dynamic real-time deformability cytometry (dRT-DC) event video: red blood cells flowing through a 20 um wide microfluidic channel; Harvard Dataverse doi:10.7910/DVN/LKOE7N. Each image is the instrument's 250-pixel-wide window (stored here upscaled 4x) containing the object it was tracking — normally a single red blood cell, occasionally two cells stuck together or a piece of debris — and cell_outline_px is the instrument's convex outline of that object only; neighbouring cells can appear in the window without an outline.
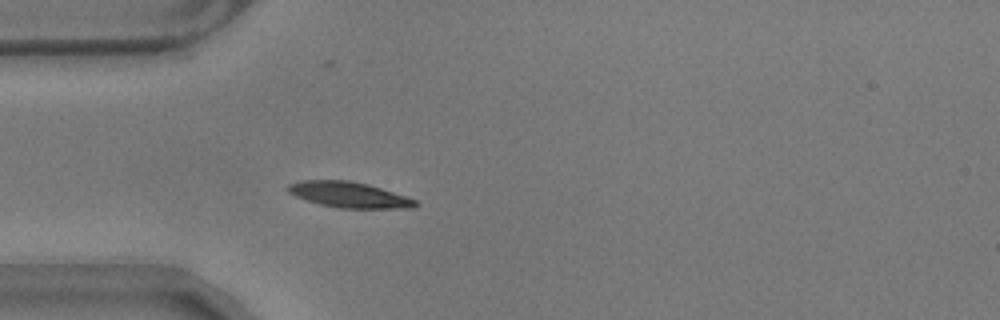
{"species": "common noctule bat (a hibernating species)", "species_latin": "Nyctalus noctula", "temperature_condition": "warm", "stored_images_in_passage": 42, "camera_frame_rate_fps": 3000, "um_per_image_px": 0.085, "animal": {"sex": "male", "body_mass_g": 17.9}, "frame": {"image": 1, "passage_image": 1, "time_ms": 0.0, "image_size_px": [1000, 320], "cell_outline_px": [[420, 204], [412, 208], [340, 208], [320, 204], [296, 196], [288, 192], [284, 188], [288, 184], [300, 180], [348, 180], [368, 184], [416, 200]], "centroid_in_image_um": [29.63, 16.55], "position_along_channel_um": 55.4, "area_um2": 18.96}}
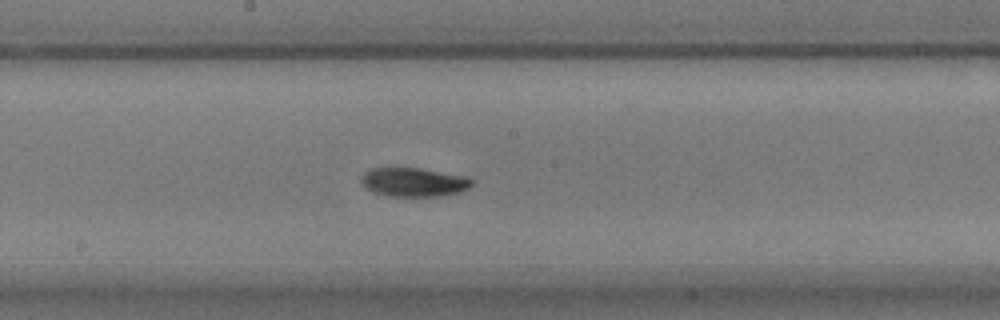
{"frame": {"image": 2, "passage_image": 15, "time_ms": 4.667, "image_size_px": [1000, 320], "cell_outline_px": [[476, 180], [468, 188], [460, 192], [444, 196], [388, 196], [376, 192], [368, 188], [360, 180], [364, 172], [372, 168], [388, 164], [396, 164], [468, 176]], "centroid_in_image_um": [35.18, 15.42], "position_along_channel_um": 213.0, "area_um2": 19.48}}
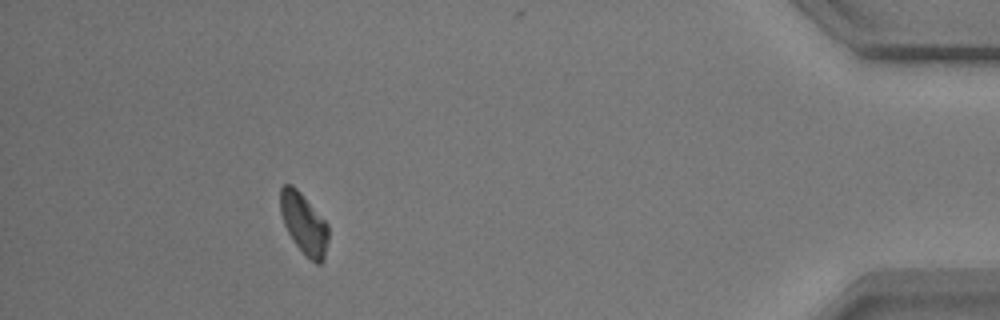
{"frame": {"image": 3, "passage_image": 37, "time_ms": 12.0, "image_size_px": [1000, 320], "cell_outline_px": [[328, 240], [324, 260], [320, 264], [316, 264], [292, 240], [284, 224], [280, 212], [280, 188], [284, 184], [292, 184], [300, 192], [328, 224]], "centroid_in_image_um": [25.82, 18.99], "position_along_channel_um": 409.4, "area_um2": 16.88}, "authors_computed_cell_mechanics": {"area_um2": 17.5712, "velocity_mm_per_s": 3.4785, "shape_relaxation_time_tau1_ms": 6.0783, "shape_relaxation_time_tau2_ms": null, "deformation_change_tau1": 0.1747, "deformation_change_tau2": null}}